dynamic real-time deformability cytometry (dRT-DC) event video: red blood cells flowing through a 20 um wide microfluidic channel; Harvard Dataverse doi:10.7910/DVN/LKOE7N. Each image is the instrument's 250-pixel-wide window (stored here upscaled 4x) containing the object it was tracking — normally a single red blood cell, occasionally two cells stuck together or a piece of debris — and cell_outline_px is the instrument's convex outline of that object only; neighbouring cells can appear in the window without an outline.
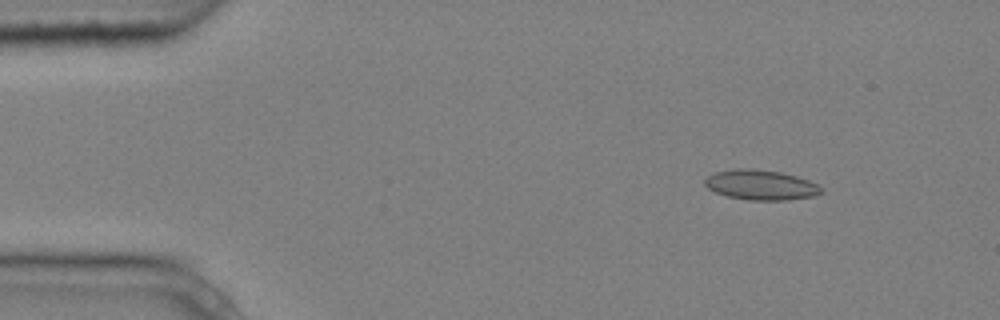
{"species": "common noctule bat (a hibernating species)", "species_latin": "Nyctalus noctula", "temperature_condition": "cold", "stored_images_in_passage": 3, "camera_frame_rate_fps": 3000, "um_per_image_px": 0.085, "animal": {"sex": "male", "body_mass_g": 20.4}, "frame": {"image": 1, "passage_image": 1, "time_ms": 0.0, "image_size_px": [1000, 320], "cell_outline_px": [[824, 192], [812, 196], [788, 200], [748, 200], [728, 196], [716, 192], [708, 188], [704, 184], [704, 180], [708, 176], [716, 172], [736, 168], [752, 168], [780, 172], [796, 176], [808, 180], [824, 188]], "centroid_in_image_um": [64.68, 15.72], "position_along_channel_um": 20.3, "area_um2": 20.35}}